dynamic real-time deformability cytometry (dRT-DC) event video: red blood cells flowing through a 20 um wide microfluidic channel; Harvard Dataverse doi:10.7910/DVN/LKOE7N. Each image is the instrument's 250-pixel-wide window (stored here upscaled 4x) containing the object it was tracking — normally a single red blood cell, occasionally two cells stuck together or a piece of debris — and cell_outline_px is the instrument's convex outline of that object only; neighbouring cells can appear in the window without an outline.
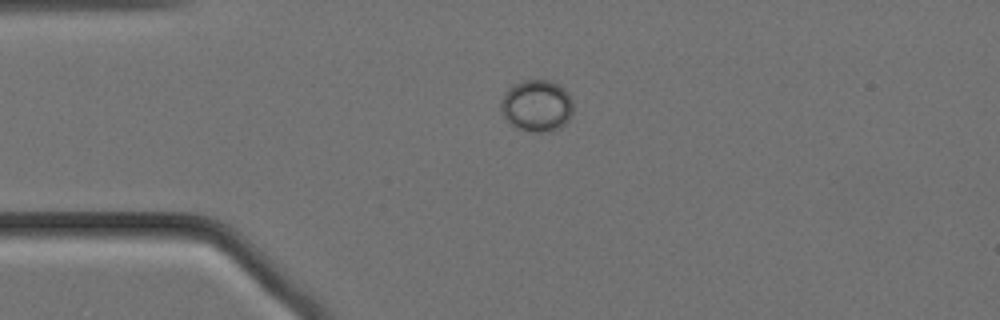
{"species": "Egyptian fruit bat (a non-hibernating species)", "species_latin": "Rousettus aegyptiacus", "temperature_condition": "cold", "stored_images_in_passage": 46, "camera_frame_rate_fps": 3000, "um_per_image_px": 0.085, "animal": {"sex": "female"}, "frame": {"image": 1, "passage_image": 1, "time_ms": 0.0, "image_size_px": [1000, 320], "cell_outline_px": [[572, 112], [568, 120], [560, 128], [552, 132], [532, 132], [520, 128], [512, 124], [500, 112], [500, 104], [504, 92], [508, 88], [524, 80], [548, 80], [560, 84], [568, 92], [572, 100]], "centroid_in_image_um": [45.64, 8.98], "position_along_channel_um": 39.4, "area_um2": 21.91}}
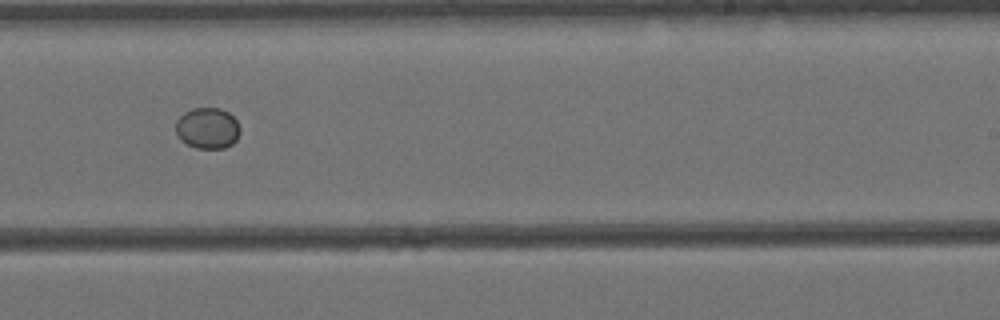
{"frame": {"image": 2, "passage_image": 23, "time_ms": 7.333, "image_size_px": [1000, 320], "cell_outline_px": [[240, 132], [236, 140], [232, 144], [224, 148], [196, 148], [180, 140], [176, 136], [176, 120], [184, 112], [192, 108], [220, 108], [228, 112], [236, 120], [240, 128]], "centroid_in_image_um": [17.63, 10.89], "position_along_channel_um": 271.4, "area_um2": 15.49}}
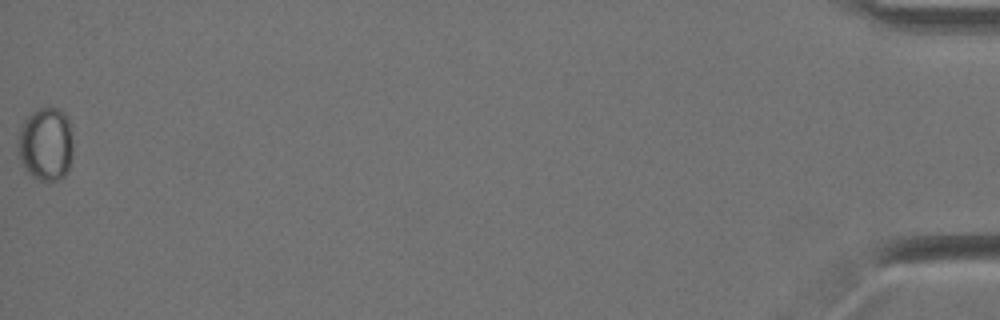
{"frame": {"image": 3, "passage_image": 46, "time_ms": 15.0, "image_size_px": [1000, 320], "cell_outline_px": [[72, 156], [68, 172], [60, 180], [48, 184], [32, 176], [28, 172], [20, 160], [16, 140], [20, 124], [36, 108], [60, 108], [68, 116], [72, 132]], "centroid_in_image_um": [3.9, 12.26], "position_along_channel_um": 431.3, "area_um2": 24.45}}